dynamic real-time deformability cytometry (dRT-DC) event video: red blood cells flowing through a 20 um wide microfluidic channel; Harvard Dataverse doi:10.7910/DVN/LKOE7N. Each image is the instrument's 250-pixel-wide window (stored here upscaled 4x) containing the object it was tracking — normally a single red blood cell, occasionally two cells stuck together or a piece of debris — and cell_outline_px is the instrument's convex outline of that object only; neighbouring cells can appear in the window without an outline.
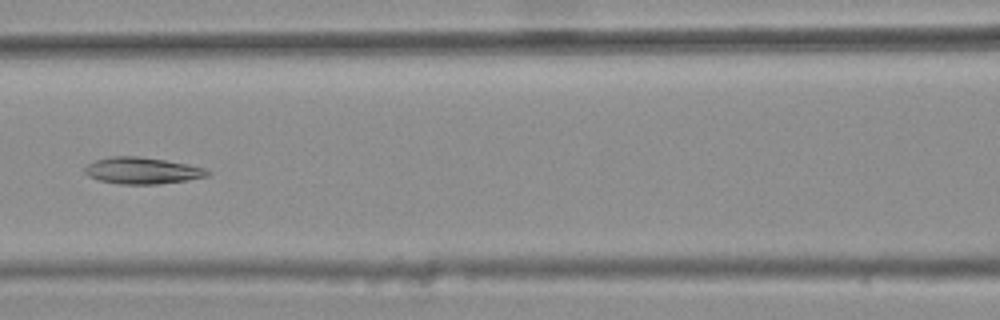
{"species": "common noctule bat (a hibernating species)", "species_latin": "Nyctalus noctula", "temperature_condition": "warm", "stored_images_in_passage": 8, "camera_frame_rate_fps": 3000, "um_per_image_px": 0.085, "animal": {"sex": "female", "body_mass_g": 25.1}, "frame": {"image": 1, "passage_image": 7, "time_ms": 2.0, "image_size_px": [1000, 320], "cell_outline_px": [[212, 172], [208, 176], [184, 180], [156, 184], [120, 184], [100, 180], [88, 176], [84, 172], [84, 168], [88, 164], [96, 160], [112, 156], [140, 156], [188, 164], [208, 168]], "centroid_in_image_um": [12.11, 14.49], "position_along_channel_um": 154.5, "area_um2": 18.96}}
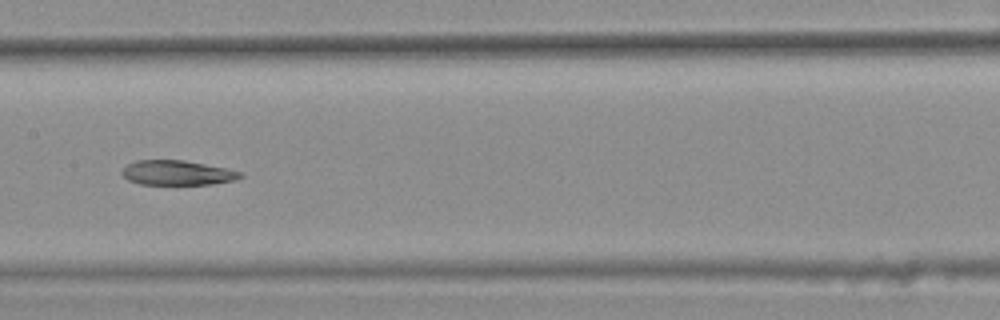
{"frame": {"image": 2, "passage_image": 8, "time_ms": 2.333, "image_size_px": [1000, 320], "cell_outline_px": [[244, 176], [236, 180], [212, 184], [140, 184], [128, 180], [120, 172], [128, 164], [136, 160], [184, 160], [228, 168], [244, 172]], "centroid_in_image_um": [15.12, 14.68], "position_along_channel_um": 192.3, "area_um2": 17.17}}